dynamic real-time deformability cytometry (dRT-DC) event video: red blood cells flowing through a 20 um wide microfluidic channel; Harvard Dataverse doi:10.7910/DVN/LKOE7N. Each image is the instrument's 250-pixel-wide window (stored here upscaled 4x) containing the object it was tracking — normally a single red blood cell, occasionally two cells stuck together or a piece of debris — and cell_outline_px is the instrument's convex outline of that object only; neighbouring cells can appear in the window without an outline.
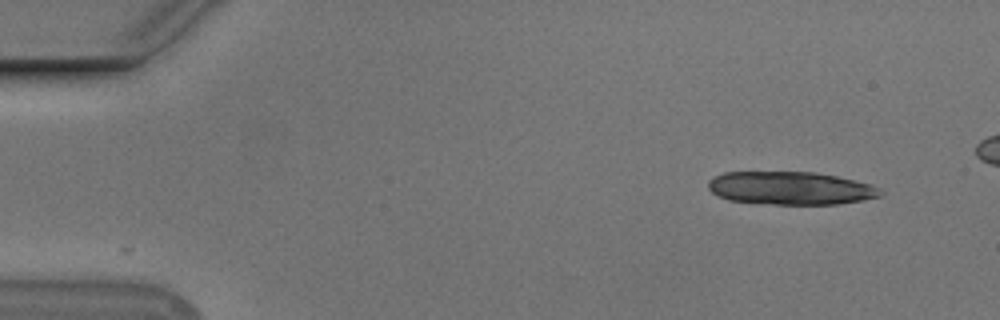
{"species": "Egyptian fruit bat (a non-hibernating species)", "species_latin": "Rousettus aegyptiacus", "temperature_condition": "cold", "stored_images_in_passage": 15, "camera_frame_rate_fps": 3000, "um_per_image_px": 0.085, "animal": {"sex": "male"}, "frame": {"image": 1, "passage_image": 1, "time_ms": 0.0, "image_size_px": [1000, 320], "cell_outline_px": [[884, 192], [880, 196], [864, 200], [836, 204], [776, 204], [728, 200], [712, 192], [708, 188], [708, 180], [712, 176], [724, 172], [816, 172], [836, 176], [872, 184], [880, 188]], "centroid_in_image_um": [67.21, 15.98], "position_along_channel_um": 17.8, "area_um2": 33.23}}